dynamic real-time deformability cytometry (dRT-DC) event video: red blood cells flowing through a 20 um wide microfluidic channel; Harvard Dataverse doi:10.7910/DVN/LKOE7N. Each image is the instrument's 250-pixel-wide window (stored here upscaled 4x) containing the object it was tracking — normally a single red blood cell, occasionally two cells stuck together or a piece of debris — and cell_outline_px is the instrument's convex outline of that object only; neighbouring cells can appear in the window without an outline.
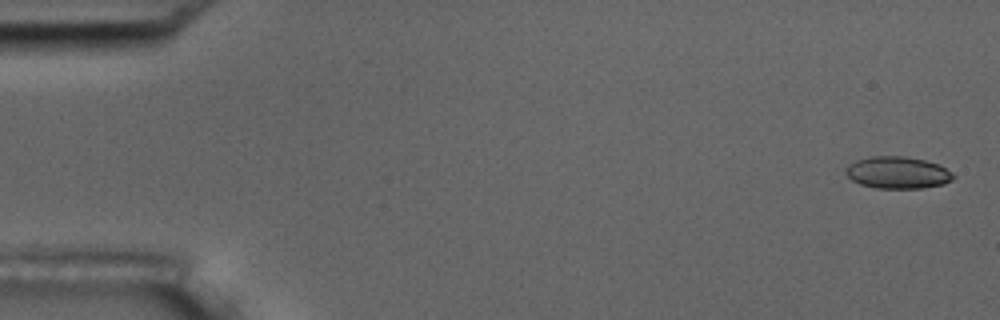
{"species": "common noctule bat (a hibernating species)", "species_latin": "Nyctalus noctula", "temperature_condition": "room temperature", "stored_images_in_passage": 11, "camera_frame_rate_fps": 3000, "um_per_image_px": 0.085, "animal": {"sex": "male", "body_mass_g": 17.5, "forearm_length_mm": 52.3}, "frame": {"image": 1, "passage_image": 1, "time_ms": 0.0, "image_size_px": [1000, 320], "cell_outline_px": [[956, 176], [952, 180], [944, 184], [924, 188], [876, 188], [860, 184], [852, 180], [844, 172], [844, 168], [848, 164], [856, 160], [872, 156], [904, 156], [924, 160], [940, 164], [952, 172]], "centroid_in_image_um": [76.3, 14.67], "position_along_channel_um": 8.7, "area_um2": 20.29}}
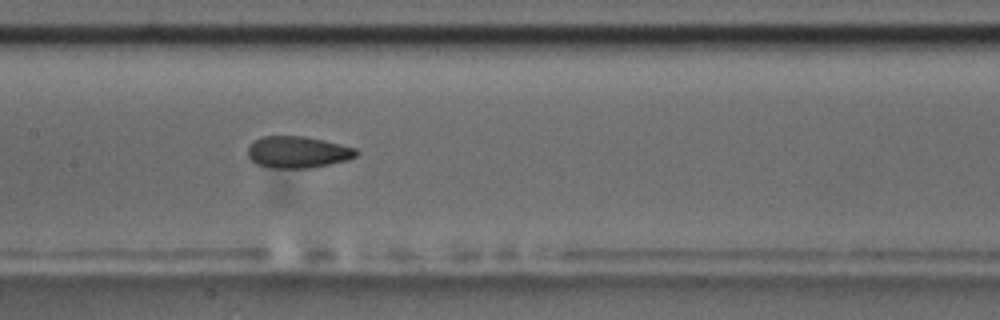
{"frame": {"image": 2, "passage_image": 8, "time_ms": 8.667, "image_size_px": [1000, 320], "cell_outline_px": [[360, 152], [356, 156], [348, 160], [308, 168], [272, 168], [256, 164], [248, 156], [248, 148], [256, 140], [264, 136], [304, 136], [324, 140], [356, 148]], "centroid_in_image_um": [25.33, 12.93], "position_along_channel_um": 182.1, "area_um2": 19.94}}
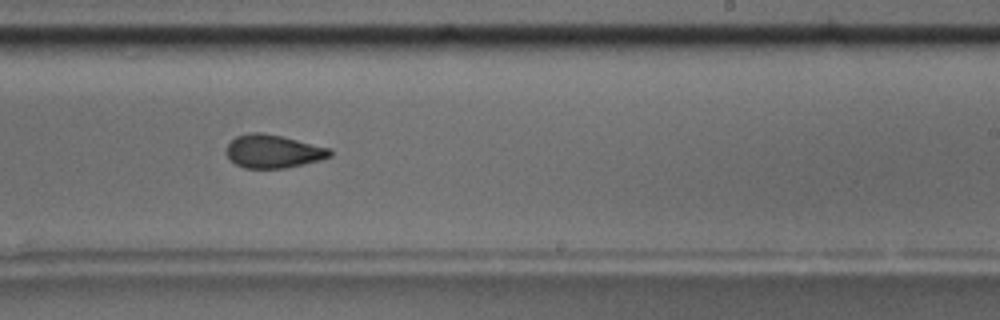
{"frame": {"image": 3, "passage_image": 10, "time_ms": 11.0, "image_size_px": [1000, 320], "cell_outline_px": [[332, 156], [320, 160], [284, 168], [244, 168], [236, 164], [228, 156], [228, 144], [236, 136], [248, 132], [264, 132], [328, 148], [332, 152]], "centroid_in_image_um": [23.21, 12.86], "position_along_channel_um": 265.8, "area_um2": 19.71}}